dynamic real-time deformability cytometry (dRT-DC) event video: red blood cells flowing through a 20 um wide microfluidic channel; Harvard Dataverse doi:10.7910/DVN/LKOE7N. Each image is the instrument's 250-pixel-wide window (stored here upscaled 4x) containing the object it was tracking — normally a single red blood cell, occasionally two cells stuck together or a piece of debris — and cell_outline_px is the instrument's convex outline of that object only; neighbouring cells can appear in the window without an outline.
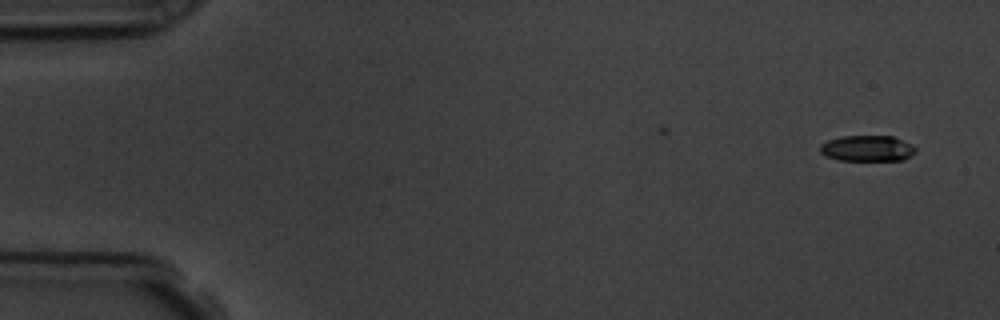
{"species": "common noctule bat (a hibernating species)", "species_latin": "Nyctalus noctula", "temperature_condition": "room temperature", "stored_images_in_passage": 2, "camera_frame_rate_fps": 3000, "um_per_image_px": 0.085, "animal": {"sex": "male", "body_mass_g": 19.5, "forearm_length_mm": 54.6}, "frame": {"image": 1, "passage_image": 2, "time_ms": 1.333, "image_size_px": [1000, 320], "cell_outline_px": [[916, 152], [904, 160], [840, 160], [828, 156], [820, 152], [820, 144], [828, 140], [840, 136], [892, 136], [912, 144], [916, 148]], "centroid_in_image_um": [73.74, 12.6], "position_along_channel_um": 11.3, "area_um2": 14.39}}